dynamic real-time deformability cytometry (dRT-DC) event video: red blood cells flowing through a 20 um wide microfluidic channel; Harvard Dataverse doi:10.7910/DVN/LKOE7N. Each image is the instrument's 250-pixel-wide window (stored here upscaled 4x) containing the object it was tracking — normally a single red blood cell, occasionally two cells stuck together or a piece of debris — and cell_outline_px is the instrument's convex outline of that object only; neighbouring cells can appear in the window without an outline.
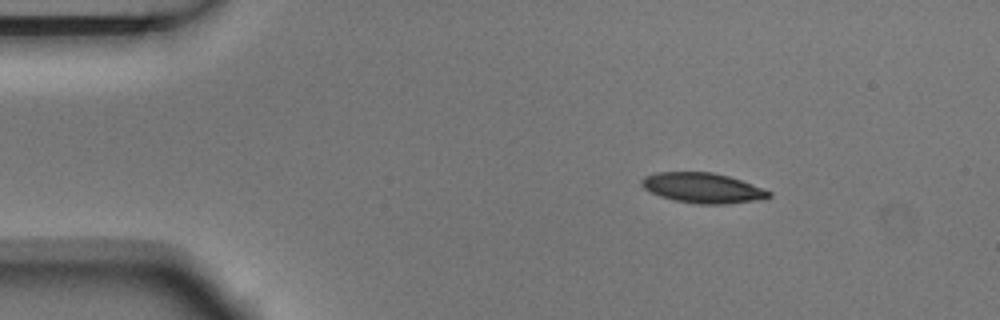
{"species": "Egyptian fruit bat (a non-hibernating species)", "species_latin": "Rousettus aegyptiacus", "temperature_condition": "room temperature", "stored_images_in_passage": 3, "camera_frame_rate_fps": 3000, "um_per_image_px": 0.085, "animal": {"sex": "male"}, "frame": {"image": 1, "passage_image": 1, "time_ms": 0.0, "image_size_px": [1000, 320], "cell_outline_px": [[772, 196], [752, 200], [724, 204], [696, 204], [676, 200], [660, 196], [644, 188], [640, 184], [640, 180], [644, 176], [656, 172], [712, 172], [728, 176], [752, 184], [772, 192]], "centroid_in_image_um": [59.68, 15.96], "position_along_channel_um": 25.3, "area_um2": 22.08}}